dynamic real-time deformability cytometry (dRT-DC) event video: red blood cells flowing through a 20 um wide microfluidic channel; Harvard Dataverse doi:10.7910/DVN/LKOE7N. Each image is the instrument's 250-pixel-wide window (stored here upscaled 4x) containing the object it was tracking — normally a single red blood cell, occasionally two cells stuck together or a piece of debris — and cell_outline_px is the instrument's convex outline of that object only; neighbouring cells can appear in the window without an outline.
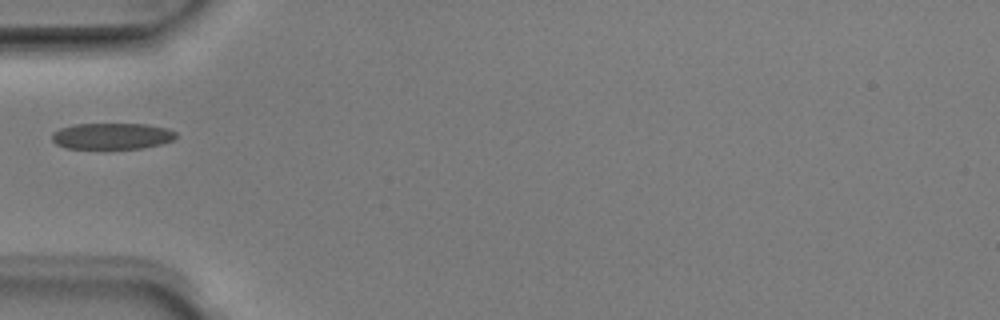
{"species": "Egyptian fruit bat (a non-hibernating species)", "species_latin": "Rousettus aegyptiacus", "temperature_condition": "room temperature", "stored_images_in_passage": 35, "camera_frame_rate_fps": 3000, "um_per_image_px": 0.085, "animal": {"sex": "male"}, "frame": {"image": 1, "passage_image": 1, "time_ms": 0.0, "image_size_px": [1000, 320], "cell_outline_px": [[176, 136], [172, 140], [160, 144], [144, 148], [64, 148], [56, 144], [52, 140], [52, 132], [60, 128], [72, 124], [148, 124], [168, 128], [176, 132]], "centroid_in_image_um": [9.5, 11.56], "position_along_channel_um": 75.5, "area_um2": 19.02}}
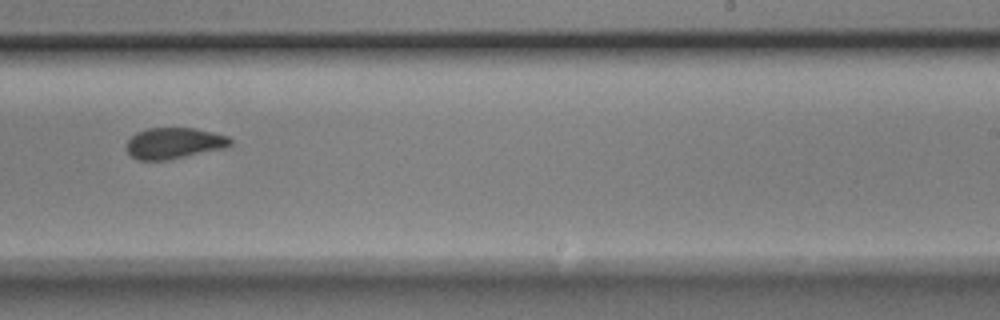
{"frame": {"image": 2, "passage_image": 16, "time_ms": 5.0, "image_size_px": [1000, 320], "cell_outline_px": [[232, 144], [228, 148], [168, 160], [136, 160], [124, 148], [128, 140], [136, 132], [148, 128], [196, 128], [228, 136], [232, 140]], "centroid_in_image_um": [14.81, 12.18], "position_along_channel_um": 274.2, "area_um2": 19.13}}
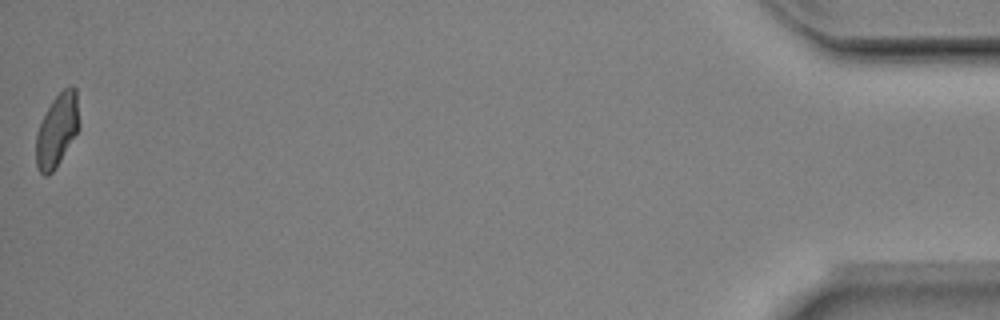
{"frame": {"image": 3, "passage_image": 35, "time_ms": 11.333, "image_size_px": [1000, 320], "cell_outline_px": [[80, 124], [76, 132], [60, 160], [52, 172], [48, 176], [44, 176], [40, 172], [36, 164], [36, 132], [52, 100], [64, 88], [72, 84], [76, 88]], "centroid_in_image_um": [4.85, 11.04], "position_along_channel_um": 430.4, "area_um2": 18.09}}